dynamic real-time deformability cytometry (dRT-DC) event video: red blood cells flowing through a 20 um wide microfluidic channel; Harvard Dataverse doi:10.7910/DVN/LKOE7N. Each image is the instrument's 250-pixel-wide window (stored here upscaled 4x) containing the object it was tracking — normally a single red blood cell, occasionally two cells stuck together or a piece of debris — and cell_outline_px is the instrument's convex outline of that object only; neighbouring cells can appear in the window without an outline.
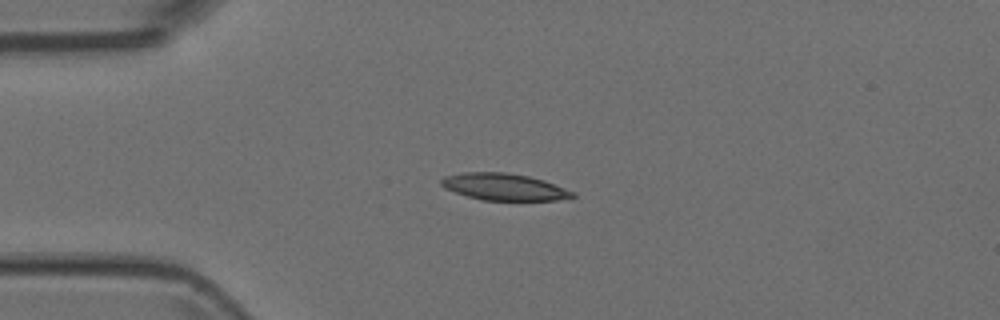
{"species": "Egyptian fruit bat (a non-hibernating species)", "species_latin": "Rousettus aegyptiacus", "temperature_condition": "room temperature", "stored_images_in_passage": 5, "camera_frame_rate_fps": 3000, "um_per_image_px": 0.085, "animal": {"sex": "female"}, "frame": {"image": 1, "passage_image": 3, "time_ms": 0.667, "image_size_px": [1000, 320], "cell_outline_px": [[576, 196], [572, 200], [480, 200], [444, 188], [440, 184], [440, 180], [444, 176], [464, 172], [504, 172], [528, 176], [544, 180], [576, 192]], "centroid_in_image_um": [42.9, 15.89], "position_along_channel_um": 42.1, "area_um2": 20.75}}
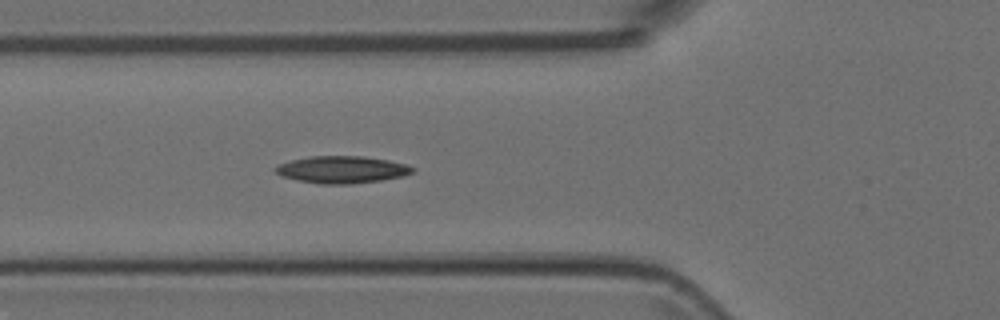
{"frame": {"image": 2, "passage_image": 5, "time_ms": 1.333, "image_size_px": [1000, 320], "cell_outline_px": [[416, 168], [412, 172], [404, 176], [380, 180], [352, 184], [320, 184], [296, 180], [284, 176], [276, 172], [272, 168], [276, 164], [292, 160], [312, 156], [364, 156], [388, 160], [404, 164]], "centroid_in_image_um": [29.04, 14.41], "position_along_channel_um": 96.8, "area_um2": 21.68}}